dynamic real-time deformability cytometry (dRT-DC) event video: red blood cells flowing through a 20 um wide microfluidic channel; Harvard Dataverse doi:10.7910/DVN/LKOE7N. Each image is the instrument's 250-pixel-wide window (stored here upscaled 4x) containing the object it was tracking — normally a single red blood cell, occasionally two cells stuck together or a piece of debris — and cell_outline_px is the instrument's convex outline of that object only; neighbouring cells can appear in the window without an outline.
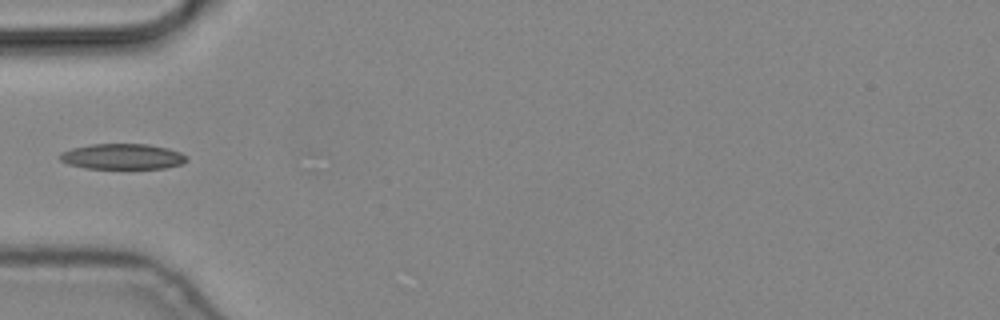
{"species": "common noctule bat (a hibernating species)", "species_latin": "Nyctalus noctula", "temperature_condition": "cold", "stored_images_in_passage": 2, "camera_frame_rate_fps": 3000, "um_per_image_px": 0.085, "animal": {"sex": "male", "body_mass_g": 19.2, "forearm_length_mm": 51.8}, "frame": {"image": 1, "passage_image": 2, "time_ms": 0.333, "image_size_px": [1000, 320], "cell_outline_px": [[188, 160], [184, 164], [164, 168], [84, 168], [68, 164], [60, 160], [60, 152], [72, 148], [92, 144], [148, 144], [168, 148], [180, 152]], "centroid_in_image_um": [10.41, 13.3], "position_along_channel_um": 74.6, "area_um2": 18.84}}